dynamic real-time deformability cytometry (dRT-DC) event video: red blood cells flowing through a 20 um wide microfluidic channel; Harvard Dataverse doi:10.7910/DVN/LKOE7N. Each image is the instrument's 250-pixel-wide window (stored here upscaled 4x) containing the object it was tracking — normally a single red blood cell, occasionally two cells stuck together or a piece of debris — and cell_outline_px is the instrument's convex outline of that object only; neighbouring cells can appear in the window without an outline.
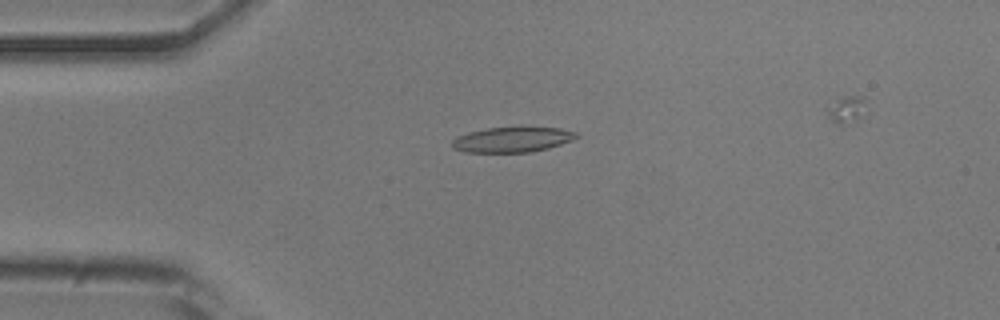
{"species": "common noctule bat (a hibernating species)", "species_latin": "Nyctalus noctula", "temperature_condition": "room temperature", "stored_images_in_passage": 17, "camera_frame_rate_fps": 3000, "um_per_image_px": 0.085, "animal": {"sex": "male", "body_mass_g": 20.5, "forearm_length_mm": 52.5}, "frame": {"image": 1, "passage_image": 12, "time_ms": 3.667, "image_size_px": [1000, 320], "cell_outline_px": [[580, 136], [572, 140], [548, 148], [532, 152], [464, 152], [452, 148], [452, 140], [456, 136], [468, 132], [488, 128], [520, 124], [560, 128], [576, 132]], "centroid_in_image_um": [43.56, 11.82], "position_along_channel_um": 41.4, "area_um2": 19.13}}